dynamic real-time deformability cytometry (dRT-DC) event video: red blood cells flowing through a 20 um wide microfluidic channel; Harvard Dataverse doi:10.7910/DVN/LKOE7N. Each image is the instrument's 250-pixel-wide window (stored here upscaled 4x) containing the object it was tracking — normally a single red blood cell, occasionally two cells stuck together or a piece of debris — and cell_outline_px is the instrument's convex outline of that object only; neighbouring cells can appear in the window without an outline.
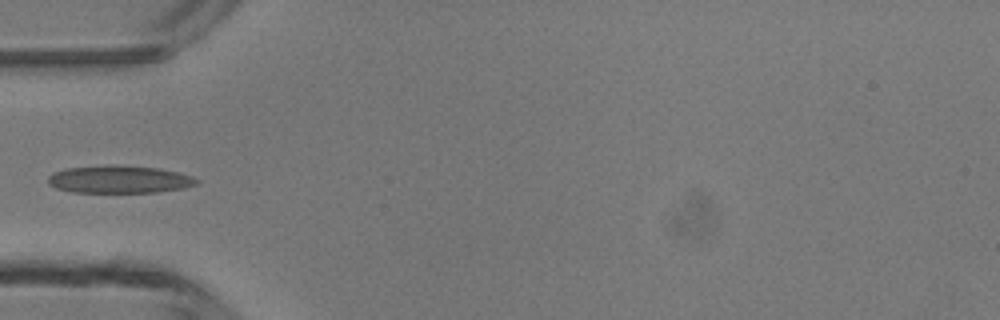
{"species": "common noctule bat (a hibernating species)", "species_latin": "Nyctalus noctula", "temperature_condition": "room temperature", "stored_images_in_passage": 5, "camera_frame_rate_fps": 3000, "um_per_image_px": 0.085, "animal": {"sex": "male", "body_mass_g": 13.3}, "frame": {"image": 1, "passage_image": 5, "time_ms": 4.333, "image_size_px": [1000, 320], "cell_outline_px": [[200, 180], [196, 184], [184, 188], [156, 192], [72, 192], [56, 188], [48, 184], [48, 176], [52, 172], [64, 168], [108, 164], [112, 164], [160, 168], [192, 176]], "centroid_in_image_um": [10.1, 15.23], "position_along_channel_um": 74.9, "area_um2": 24.16}}